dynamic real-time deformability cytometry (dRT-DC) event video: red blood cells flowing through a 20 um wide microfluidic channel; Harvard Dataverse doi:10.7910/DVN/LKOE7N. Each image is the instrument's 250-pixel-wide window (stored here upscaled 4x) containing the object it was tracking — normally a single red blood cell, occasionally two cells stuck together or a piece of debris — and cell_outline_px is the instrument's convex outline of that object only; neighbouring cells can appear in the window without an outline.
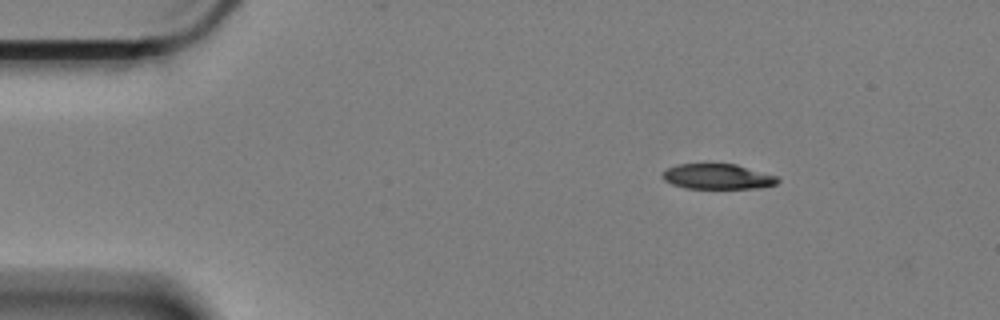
{"species": "Egyptian fruit bat (a non-hibernating species)", "species_latin": "Rousettus aegyptiacus", "temperature_condition": "cold", "stored_images_in_passage": 52, "camera_frame_rate_fps": 3000, "um_per_image_px": 0.085, "animal": {"sex": "female"}, "frame": {"image": 1, "passage_image": 1, "time_ms": 0.0, "image_size_px": [1000, 320], "cell_outline_px": [[780, 180], [776, 184], [760, 188], [684, 188], [672, 184], [664, 180], [660, 176], [660, 172], [676, 164], [708, 160], [736, 164], [776, 176]], "centroid_in_image_um": [60.9, 14.95], "position_along_channel_um": 24.1, "area_um2": 17.86}}
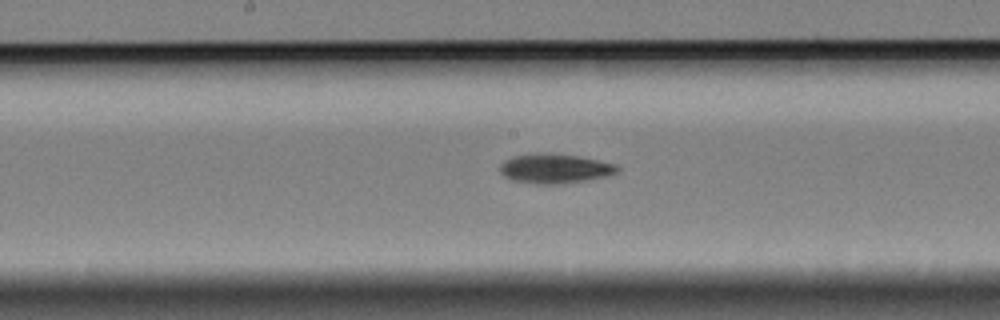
{"frame": {"image": 2, "passage_image": 23, "time_ms": 7.333, "image_size_px": [1000, 320], "cell_outline_px": [[620, 168], [616, 172], [604, 176], [584, 180], [560, 184], [540, 184], [512, 180], [504, 176], [500, 172], [500, 164], [504, 160], [512, 156], [544, 152], [576, 156], [616, 164]], "centroid_in_image_um": [47.1, 14.32], "position_along_channel_um": 201.1, "area_um2": 19.94}}
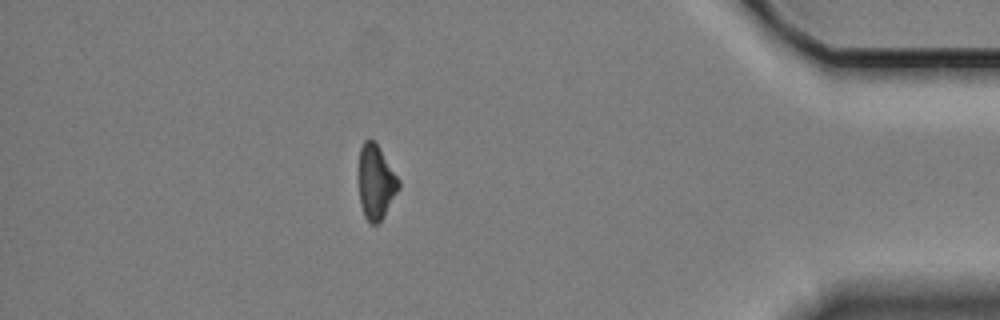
{"frame": {"image": 3, "passage_image": 45, "time_ms": 14.667, "image_size_px": [1000, 320], "cell_outline_px": [[400, 188], [384, 216], [376, 224], [372, 224], [364, 216], [360, 204], [360, 148], [364, 140], [372, 140], [376, 144], [400, 180]], "centroid_in_image_um": [31.97, 15.51], "position_along_channel_um": 403.2, "area_um2": 16.88}, "authors_computed_cell_mechanics": {"area_um2": 19.0162, "velocity_mm_per_s": 3.3287, "shape_relaxation_time_tau1_ms": 2.9309, "shape_relaxation_time_tau2_ms": null, "deformation_change_tau1": 0.1147, "deformation_change_tau2": null}}